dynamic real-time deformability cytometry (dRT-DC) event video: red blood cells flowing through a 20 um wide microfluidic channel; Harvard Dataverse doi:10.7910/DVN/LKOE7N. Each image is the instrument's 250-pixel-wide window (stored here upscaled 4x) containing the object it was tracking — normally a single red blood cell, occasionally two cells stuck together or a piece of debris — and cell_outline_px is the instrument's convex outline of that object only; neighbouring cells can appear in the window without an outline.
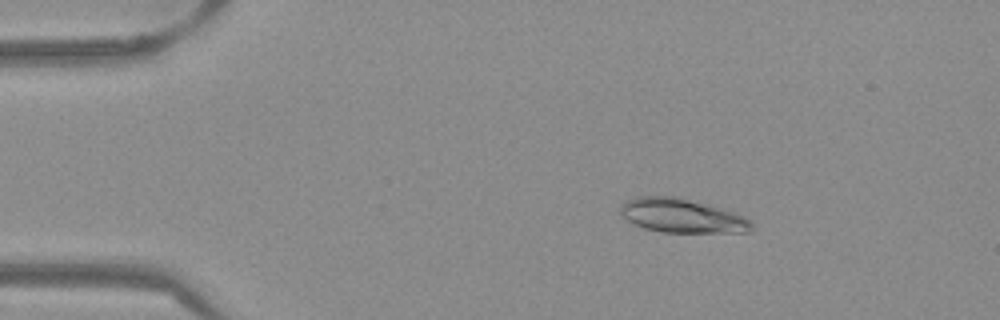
{"species": "Egyptian fruit bat (a non-hibernating species)", "species_latin": "Rousettus aegyptiacus", "temperature_condition": "warm", "stored_images_in_passage": 53, "camera_frame_rate_fps": 3000, "um_per_image_px": 0.085, "frame": {"image": 1, "passage_image": 9, "time_ms": 2.667, "image_size_px": [1000, 320], "cell_outline_px": [[756, 228], [748, 232], [660, 232], [644, 228], [632, 224], [620, 216], [620, 204], [636, 196], [676, 196], [708, 204], [736, 212], [752, 220]], "centroid_in_image_um": [57.98, 18.34], "position_along_channel_um": 27.0, "area_um2": 26.53}}
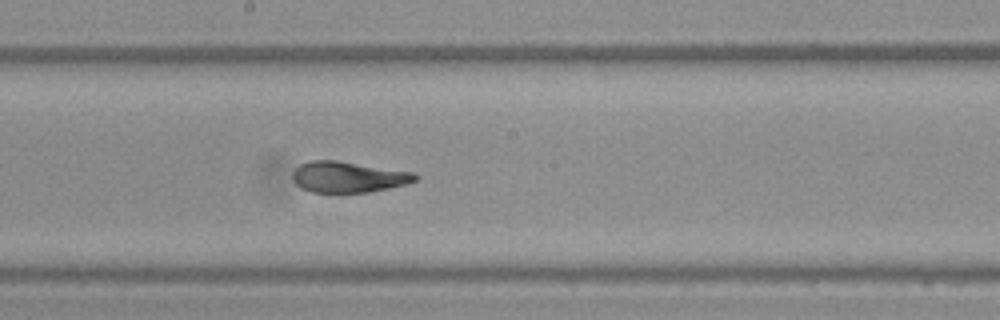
{"frame": {"image": 2, "passage_image": 29, "time_ms": 9.333, "image_size_px": [1000, 320], "cell_outline_px": [[420, 176], [416, 180], [408, 184], [368, 192], [312, 192], [296, 184], [292, 180], [292, 172], [300, 164], [312, 160], [340, 160], [412, 172]], "centroid_in_image_um": [29.6, 15.03], "position_along_channel_um": 218.6, "area_um2": 22.14}}
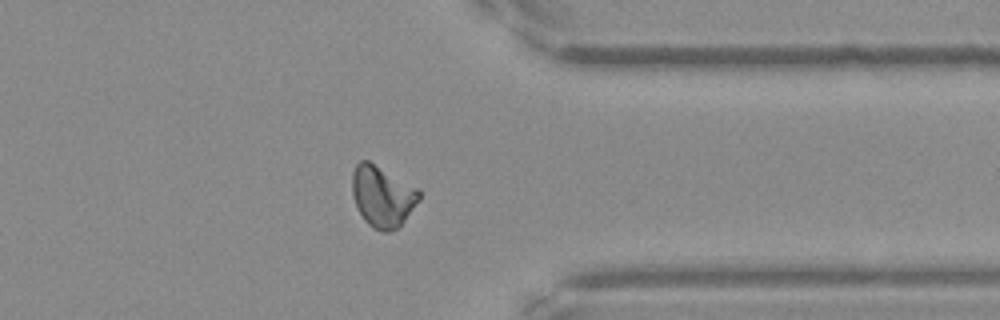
{"frame": {"image": 3, "passage_image": 42, "time_ms": 13.667, "image_size_px": [1000, 320], "cell_outline_px": [[420, 200], [400, 228], [392, 232], [380, 232], [372, 228], [364, 220], [356, 204], [352, 192], [352, 172], [356, 164], [360, 160], [368, 160], [420, 188]], "centroid_in_image_um": [32.54, 16.71], "position_along_channel_um": 378.9, "area_um2": 24.39}, "authors_computed_cell_mechanics": {"area_um2": 23.5824, "velocity_mm_per_s": 3.8595, "shape_relaxation_time_tau1_ms": 8.0687, "shape_relaxation_time_tau2_ms": 1.0642, "deformation_change_tau1": 0.209, "deformation_change_tau2": 0.0598}}